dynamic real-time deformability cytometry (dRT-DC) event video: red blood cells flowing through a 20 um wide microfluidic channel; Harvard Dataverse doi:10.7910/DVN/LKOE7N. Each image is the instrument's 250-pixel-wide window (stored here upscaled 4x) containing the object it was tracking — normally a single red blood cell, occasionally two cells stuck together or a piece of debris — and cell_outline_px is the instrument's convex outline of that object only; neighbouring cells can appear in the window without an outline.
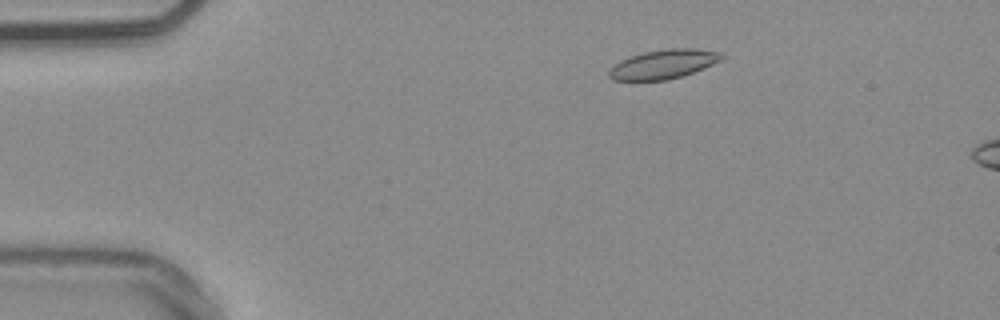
{"species": "common noctule bat (a hibernating species)", "species_latin": "Nyctalus noctula", "temperature_condition": "warm", "stored_images_in_passage": 7, "camera_frame_rate_fps": 3000, "um_per_image_px": 0.085, "animal": {"sex": "male", "body_mass_g": 20.4}, "frame": {"image": 1, "passage_image": 2, "time_ms": 0.333, "image_size_px": [1000, 320], "cell_outline_px": [[724, 56], [720, 60], [704, 68], [668, 80], [612, 80], [608, 76], [608, 72], [620, 60], [644, 52], [668, 48], [696, 48], [724, 52]], "centroid_in_image_um": [56.42, 5.44], "position_along_channel_um": 28.6, "area_um2": 19.02}}